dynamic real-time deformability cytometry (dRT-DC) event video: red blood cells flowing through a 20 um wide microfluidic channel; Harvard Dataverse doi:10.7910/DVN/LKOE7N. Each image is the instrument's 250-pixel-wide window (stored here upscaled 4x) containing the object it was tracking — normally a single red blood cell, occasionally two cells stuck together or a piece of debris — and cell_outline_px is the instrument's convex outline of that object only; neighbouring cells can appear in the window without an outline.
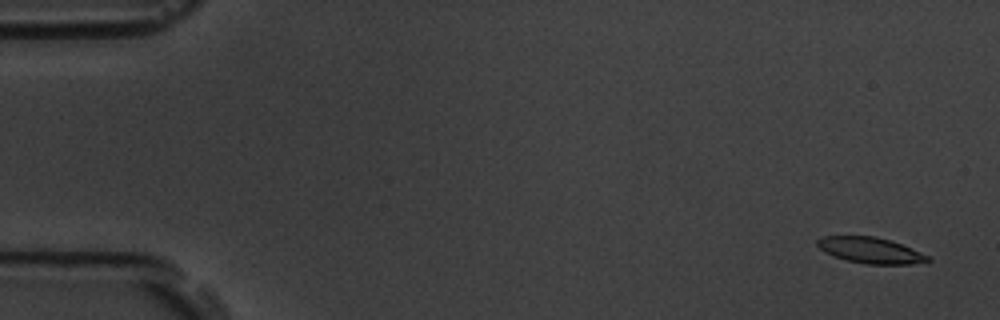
{"species": "common noctule bat (a hibernating species)", "species_latin": "Nyctalus noctula", "temperature_condition": "room temperature", "stored_images_in_passage": 5, "camera_frame_rate_fps": 3000, "um_per_image_px": 0.085, "animal": {"sex": "male", "body_mass_g": 19.5, "forearm_length_mm": 54.6}, "frame": {"image": 1, "passage_image": 1, "time_ms": 0.0, "image_size_px": [1000, 320], "cell_outline_px": [[932, 260], [912, 264], [864, 264], [832, 256], [824, 252], [816, 244], [816, 240], [824, 236], [876, 236], [892, 240], [912, 248], [928, 256]], "centroid_in_image_um": [73.98, 21.27], "position_along_channel_um": 11.0, "area_um2": 16.76}}
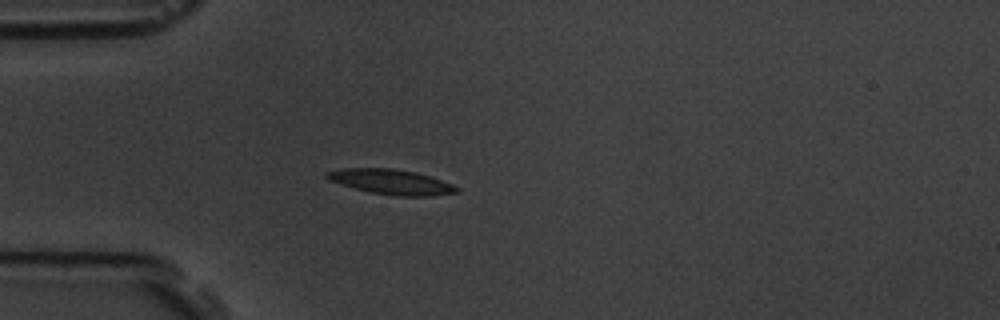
{"frame": {"image": 2, "passage_image": 5, "time_ms": 4.667, "image_size_px": [1000, 320], "cell_outline_px": [[460, 192], [432, 196], [396, 196], [372, 192], [356, 188], [328, 180], [324, 176], [324, 172], [344, 168], [392, 168], [416, 172], [452, 184], [460, 188]], "centroid_in_image_um": [33.26, 15.45], "position_along_channel_um": 51.7, "area_um2": 18.84}}